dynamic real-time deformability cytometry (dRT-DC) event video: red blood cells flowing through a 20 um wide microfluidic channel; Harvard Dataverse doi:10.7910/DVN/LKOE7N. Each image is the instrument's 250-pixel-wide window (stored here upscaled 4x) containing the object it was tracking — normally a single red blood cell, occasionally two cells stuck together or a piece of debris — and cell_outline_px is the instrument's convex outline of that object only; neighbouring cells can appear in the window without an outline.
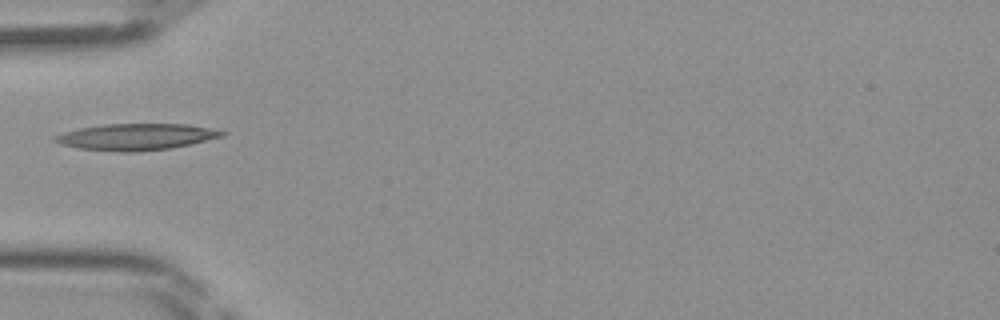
{"species": "Egyptian fruit bat (a non-hibernating species)", "species_latin": "Rousettus aegyptiacus", "temperature_condition": "room temperature", "stored_images_in_passage": 31, "camera_frame_rate_fps": 3000, "um_per_image_px": 0.085, "frame": {"image": 1, "passage_image": 1, "time_ms": 0.0, "image_size_px": [1000, 320], "cell_outline_px": [[228, 132], [224, 136], [172, 148], [136, 152], [120, 152], [80, 148], [60, 144], [52, 140], [52, 136], [64, 132], [80, 128], [104, 124], [188, 124]], "centroid_in_image_um": [11.56, 11.63], "position_along_channel_um": 73.4, "area_um2": 25.72}}
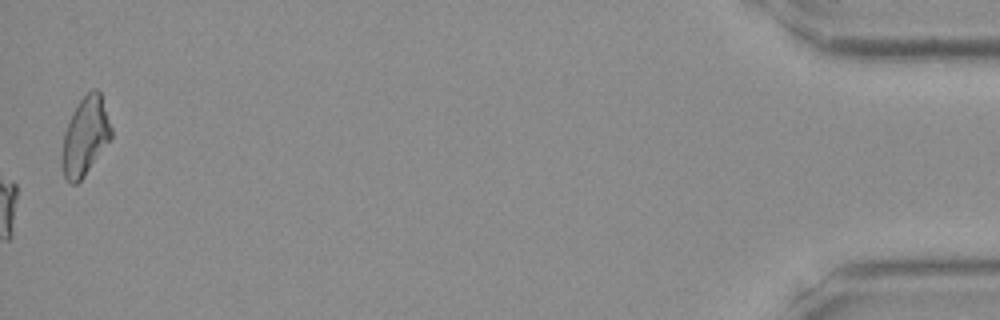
{"frame": {"image": 2, "passage_image": 31, "time_ms": 10.0, "image_size_px": [1000, 320], "cell_outline_px": [[112, 136], [84, 176], [76, 184], [72, 184], [64, 176], [60, 160], [64, 132], [68, 120], [72, 112], [80, 100], [92, 88], [96, 88], [100, 92], [112, 128]], "centroid_in_image_um": [7.22, 11.57], "position_along_channel_um": 428.0, "area_um2": 22.37}}